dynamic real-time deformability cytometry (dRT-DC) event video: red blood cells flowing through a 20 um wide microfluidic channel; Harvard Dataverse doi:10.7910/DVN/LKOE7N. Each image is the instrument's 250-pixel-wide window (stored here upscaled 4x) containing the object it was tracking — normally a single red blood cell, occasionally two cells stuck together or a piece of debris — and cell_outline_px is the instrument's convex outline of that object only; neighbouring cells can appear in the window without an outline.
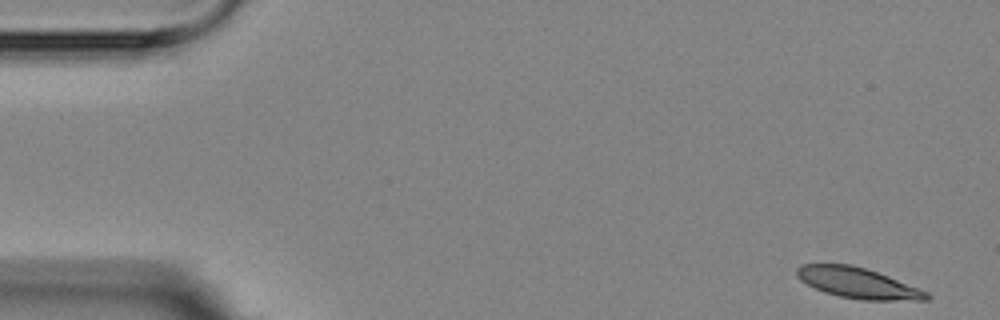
{"species": "Egyptian fruit bat (a non-hibernating species)", "species_latin": "Rousettus aegyptiacus", "temperature_condition": "room temperature", "stored_images_in_passage": 4, "camera_frame_rate_fps": 3000, "um_per_image_px": 0.085, "animal": {"sex": "female"}, "frame": {"image": 1, "passage_image": 1, "time_ms": 0.0, "image_size_px": [1000, 320], "cell_outline_px": [[932, 296], [928, 300], [860, 300], [840, 296], [824, 292], [800, 280], [796, 276], [796, 268], [800, 264], [852, 264], [888, 276], [920, 288], [928, 292]], "centroid_in_image_um": [72.93, 24.05], "position_along_channel_um": 12.1, "area_um2": 23.12}}